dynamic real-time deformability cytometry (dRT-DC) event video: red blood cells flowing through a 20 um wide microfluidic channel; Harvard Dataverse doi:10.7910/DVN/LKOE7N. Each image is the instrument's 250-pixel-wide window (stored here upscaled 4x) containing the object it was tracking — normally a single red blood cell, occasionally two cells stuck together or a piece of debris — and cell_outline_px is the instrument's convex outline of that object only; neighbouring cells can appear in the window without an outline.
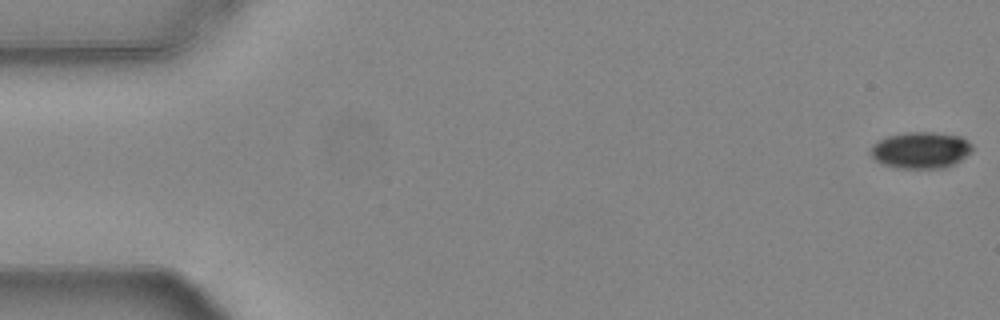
{"species": "common noctule bat (a hibernating species)", "species_latin": "Nyctalus noctula", "temperature_condition": "warm", "stored_images_in_passage": 56, "camera_frame_rate_fps": 3000, "um_per_image_px": 0.085, "animal": {"sex": "female", "body_mass_g": 24.6, "forearm_length_mm": 56.2}, "frame": {"image": 1, "passage_image": 1, "time_ms": 0.0, "image_size_px": [1000, 320], "cell_outline_px": [[972, 152], [956, 164], [948, 168], [896, 168], [880, 164], [872, 156], [872, 144], [888, 136], [912, 132], [932, 132], [960, 136], [968, 140], [972, 144]], "centroid_in_image_um": [78.31, 12.78], "position_along_channel_um": 6.7, "area_um2": 21.73}}
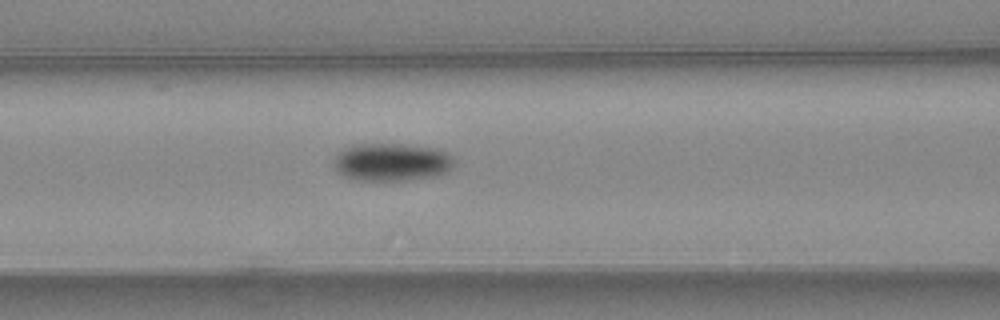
{"frame": {"image": 2, "passage_image": 23, "time_ms": 7.333, "image_size_px": [1000, 320], "cell_outline_px": [[452, 168], [448, 172], [436, 176], [408, 180], [356, 180], [344, 176], [336, 172], [332, 164], [332, 156], [344, 148], [352, 144], [404, 144], [432, 148], [444, 152], [452, 156]], "centroid_in_image_um": [33.2, 13.78], "position_along_channel_um": 133.4, "area_um2": 26.82}}
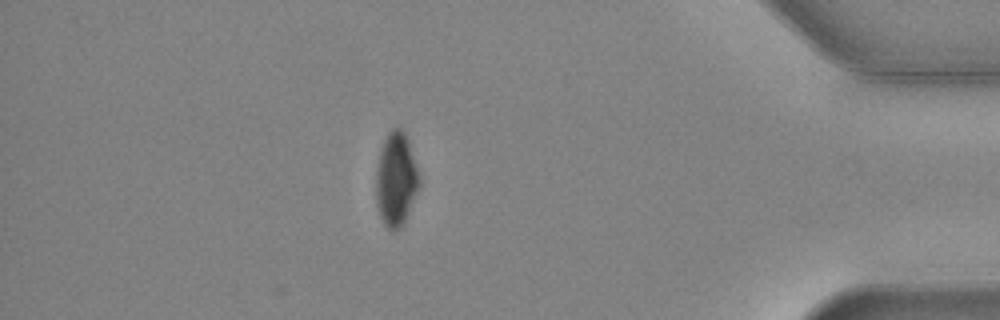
{"frame": {"image": 3, "passage_image": 48, "time_ms": 15.667, "image_size_px": [1000, 320], "cell_outline_px": [[420, 184], [404, 224], [400, 228], [392, 232], [384, 224], [380, 216], [376, 204], [376, 168], [380, 148], [388, 132], [392, 128], [400, 128], [404, 132], [408, 140], [420, 176]], "centroid_in_image_um": [33.65, 15.26], "position_along_channel_um": 401.5, "area_um2": 23.81}, "authors_computed_cell_mechanics": {"area_um2": 24.276, "velocity_mm_per_s": 3.765, "shape_relaxation_time_tau1_ms": 3.2316, "shape_relaxation_time_tau2_ms": null, "deformation_change_tau1": 0.0905, "deformation_change_tau2": null}}